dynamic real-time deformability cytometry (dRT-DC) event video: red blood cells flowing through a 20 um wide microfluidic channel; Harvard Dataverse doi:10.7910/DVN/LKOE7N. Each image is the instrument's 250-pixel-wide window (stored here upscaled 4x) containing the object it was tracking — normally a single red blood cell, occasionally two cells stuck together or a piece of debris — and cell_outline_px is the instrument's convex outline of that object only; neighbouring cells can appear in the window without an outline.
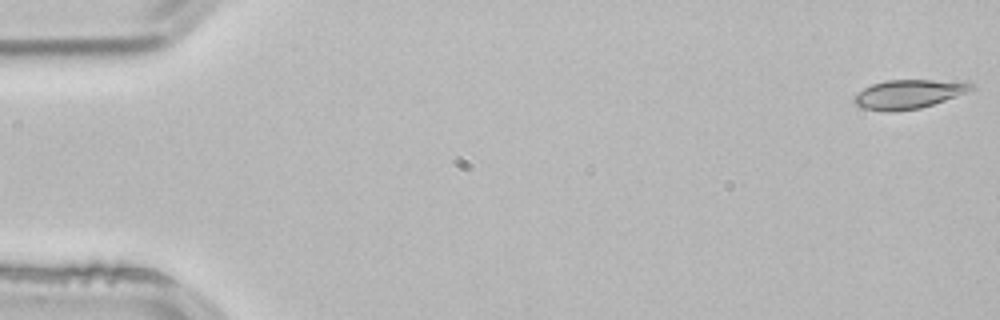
{"species": "common noctule bat (a hibernating species)", "species_latin": "Nyctalus noctula", "temperature_condition": "room temperature", "stored_images_in_passage": 4, "segment_of_instrument_passage": [2, 2], "camera_frame_rate_fps": 3000, "um_per_image_px": 0.085, "animal": {"sex": "male", "body_mass_g": 21.5, "forearm_length_mm": 52.0}, "frame": {"image": 1, "passage_image": 4, "time_ms": 1.0, "image_size_px": [1000, 320], "cell_outline_px": [[976, 88], [944, 100], [920, 108], [892, 112], [888, 112], [864, 108], [856, 104], [852, 100], [852, 96], [864, 88], [872, 84], [888, 80], [964, 80], [972, 84]], "centroid_in_image_um": [77.23, 7.99], "position_along_channel_um": 7.8, "area_um2": 19.83}}